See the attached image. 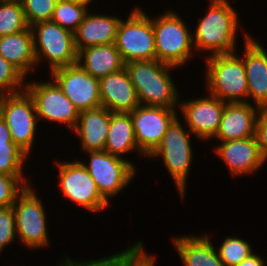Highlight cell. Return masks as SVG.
Wrapping results in <instances>:
<instances>
[{
    "instance_id": "11",
    "label": "cell",
    "mask_w": 267,
    "mask_h": 266,
    "mask_svg": "<svg viewBox=\"0 0 267 266\" xmlns=\"http://www.w3.org/2000/svg\"><path fill=\"white\" fill-rule=\"evenodd\" d=\"M54 162L59 172L58 186L67 200L92 213H99L110 207V203L101 196L93 178L78 159Z\"/></svg>"
},
{
    "instance_id": "37",
    "label": "cell",
    "mask_w": 267,
    "mask_h": 266,
    "mask_svg": "<svg viewBox=\"0 0 267 266\" xmlns=\"http://www.w3.org/2000/svg\"><path fill=\"white\" fill-rule=\"evenodd\" d=\"M265 265H266L265 260L254 252L249 257L245 258L242 262H240L237 266H265Z\"/></svg>"
},
{
    "instance_id": "6",
    "label": "cell",
    "mask_w": 267,
    "mask_h": 266,
    "mask_svg": "<svg viewBox=\"0 0 267 266\" xmlns=\"http://www.w3.org/2000/svg\"><path fill=\"white\" fill-rule=\"evenodd\" d=\"M31 184L16 197L12 206L15 215L17 241L29 250L44 249L49 246L47 211ZM48 245V246H47Z\"/></svg>"
},
{
    "instance_id": "22",
    "label": "cell",
    "mask_w": 267,
    "mask_h": 266,
    "mask_svg": "<svg viewBox=\"0 0 267 266\" xmlns=\"http://www.w3.org/2000/svg\"><path fill=\"white\" fill-rule=\"evenodd\" d=\"M211 240L207 234L172 237L183 266H224Z\"/></svg>"
},
{
    "instance_id": "32",
    "label": "cell",
    "mask_w": 267,
    "mask_h": 266,
    "mask_svg": "<svg viewBox=\"0 0 267 266\" xmlns=\"http://www.w3.org/2000/svg\"><path fill=\"white\" fill-rule=\"evenodd\" d=\"M25 19L30 26L51 20L58 0H20Z\"/></svg>"
},
{
    "instance_id": "17",
    "label": "cell",
    "mask_w": 267,
    "mask_h": 266,
    "mask_svg": "<svg viewBox=\"0 0 267 266\" xmlns=\"http://www.w3.org/2000/svg\"><path fill=\"white\" fill-rule=\"evenodd\" d=\"M234 177L257 173L264 166L256 137L218 142L213 149Z\"/></svg>"
},
{
    "instance_id": "33",
    "label": "cell",
    "mask_w": 267,
    "mask_h": 266,
    "mask_svg": "<svg viewBox=\"0 0 267 266\" xmlns=\"http://www.w3.org/2000/svg\"><path fill=\"white\" fill-rule=\"evenodd\" d=\"M25 176L0 174V208L12 207L17 195L30 185Z\"/></svg>"
},
{
    "instance_id": "15",
    "label": "cell",
    "mask_w": 267,
    "mask_h": 266,
    "mask_svg": "<svg viewBox=\"0 0 267 266\" xmlns=\"http://www.w3.org/2000/svg\"><path fill=\"white\" fill-rule=\"evenodd\" d=\"M181 101H179L178 109L191 135L203 142L214 140L222 119L225 102L210 94H207V97Z\"/></svg>"
},
{
    "instance_id": "10",
    "label": "cell",
    "mask_w": 267,
    "mask_h": 266,
    "mask_svg": "<svg viewBox=\"0 0 267 266\" xmlns=\"http://www.w3.org/2000/svg\"><path fill=\"white\" fill-rule=\"evenodd\" d=\"M0 117L13 142L29 157L33 153L38 121L33 99L26 90L0 96Z\"/></svg>"
},
{
    "instance_id": "21",
    "label": "cell",
    "mask_w": 267,
    "mask_h": 266,
    "mask_svg": "<svg viewBox=\"0 0 267 266\" xmlns=\"http://www.w3.org/2000/svg\"><path fill=\"white\" fill-rule=\"evenodd\" d=\"M111 112L105 107L79 112L73 134L80 138L82 152L104 151L109 132Z\"/></svg>"
},
{
    "instance_id": "28",
    "label": "cell",
    "mask_w": 267,
    "mask_h": 266,
    "mask_svg": "<svg viewBox=\"0 0 267 266\" xmlns=\"http://www.w3.org/2000/svg\"><path fill=\"white\" fill-rule=\"evenodd\" d=\"M89 10L75 0H58L51 21L74 33Z\"/></svg>"
},
{
    "instance_id": "1",
    "label": "cell",
    "mask_w": 267,
    "mask_h": 266,
    "mask_svg": "<svg viewBox=\"0 0 267 266\" xmlns=\"http://www.w3.org/2000/svg\"><path fill=\"white\" fill-rule=\"evenodd\" d=\"M208 3L205 15L192 31L195 52L205 53L207 58L237 51V32L239 27L243 28L237 10L229 1L209 0Z\"/></svg>"
},
{
    "instance_id": "34",
    "label": "cell",
    "mask_w": 267,
    "mask_h": 266,
    "mask_svg": "<svg viewBox=\"0 0 267 266\" xmlns=\"http://www.w3.org/2000/svg\"><path fill=\"white\" fill-rule=\"evenodd\" d=\"M16 239L18 238L13 208H0V256L3 250L13 244Z\"/></svg>"
},
{
    "instance_id": "3",
    "label": "cell",
    "mask_w": 267,
    "mask_h": 266,
    "mask_svg": "<svg viewBox=\"0 0 267 266\" xmlns=\"http://www.w3.org/2000/svg\"><path fill=\"white\" fill-rule=\"evenodd\" d=\"M236 51L206 59L204 83L207 93L225 103H247L248 84L242 56Z\"/></svg>"
},
{
    "instance_id": "27",
    "label": "cell",
    "mask_w": 267,
    "mask_h": 266,
    "mask_svg": "<svg viewBox=\"0 0 267 266\" xmlns=\"http://www.w3.org/2000/svg\"><path fill=\"white\" fill-rule=\"evenodd\" d=\"M29 28L20 0H0V36H7Z\"/></svg>"
},
{
    "instance_id": "14",
    "label": "cell",
    "mask_w": 267,
    "mask_h": 266,
    "mask_svg": "<svg viewBox=\"0 0 267 266\" xmlns=\"http://www.w3.org/2000/svg\"><path fill=\"white\" fill-rule=\"evenodd\" d=\"M49 74L79 112L101 107L99 79L79 64L57 68Z\"/></svg>"
},
{
    "instance_id": "16",
    "label": "cell",
    "mask_w": 267,
    "mask_h": 266,
    "mask_svg": "<svg viewBox=\"0 0 267 266\" xmlns=\"http://www.w3.org/2000/svg\"><path fill=\"white\" fill-rule=\"evenodd\" d=\"M244 34L242 56L248 84V103L267 110V50L247 30Z\"/></svg>"
},
{
    "instance_id": "4",
    "label": "cell",
    "mask_w": 267,
    "mask_h": 266,
    "mask_svg": "<svg viewBox=\"0 0 267 266\" xmlns=\"http://www.w3.org/2000/svg\"><path fill=\"white\" fill-rule=\"evenodd\" d=\"M179 15L167 9L153 19L156 60L177 68L185 66L195 54L192 31Z\"/></svg>"
},
{
    "instance_id": "8",
    "label": "cell",
    "mask_w": 267,
    "mask_h": 266,
    "mask_svg": "<svg viewBox=\"0 0 267 266\" xmlns=\"http://www.w3.org/2000/svg\"><path fill=\"white\" fill-rule=\"evenodd\" d=\"M37 67L44 60L50 71L77 63L74 33L48 20L30 26Z\"/></svg>"
},
{
    "instance_id": "24",
    "label": "cell",
    "mask_w": 267,
    "mask_h": 266,
    "mask_svg": "<svg viewBox=\"0 0 267 266\" xmlns=\"http://www.w3.org/2000/svg\"><path fill=\"white\" fill-rule=\"evenodd\" d=\"M77 64L97 79L125 67L121 54L114 43L79 50Z\"/></svg>"
},
{
    "instance_id": "36",
    "label": "cell",
    "mask_w": 267,
    "mask_h": 266,
    "mask_svg": "<svg viewBox=\"0 0 267 266\" xmlns=\"http://www.w3.org/2000/svg\"><path fill=\"white\" fill-rule=\"evenodd\" d=\"M115 254L91 260H73L70 256L63 257L56 266H114Z\"/></svg>"
},
{
    "instance_id": "25",
    "label": "cell",
    "mask_w": 267,
    "mask_h": 266,
    "mask_svg": "<svg viewBox=\"0 0 267 266\" xmlns=\"http://www.w3.org/2000/svg\"><path fill=\"white\" fill-rule=\"evenodd\" d=\"M104 151L111 155L124 158L122 156L136 152L139 157L143 155L139 152L133 123L130 113L111 112L109 132L106 138Z\"/></svg>"
},
{
    "instance_id": "29",
    "label": "cell",
    "mask_w": 267,
    "mask_h": 266,
    "mask_svg": "<svg viewBox=\"0 0 267 266\" xmlns=\"http://www.w3.org/2000/svg\"><path fill=\"white\" fill-rule=\"evenodd\" d=\"M217 250L220 260L224 266H237L245 258L249 257L254 252L252 246L244 238L237 236H226Z\"/></svg>"
},
{
    "instance_id": "26",
    "label": "cell",
    "mask_w": 267,
    "mask_h": 266,
    "mask_svg": "<svg viewBox=\"0 0 267 266\" xmlns=\"http://www.w3.org/2000/svg\"><path fill=\"white\" fill-rule=\"evenodd\" d=\"M28 158L13 142L7 124L0 117V174L24 175Z\"/></svg>"
},
{
    "instance_id": "9",
    "label": "cell",
    "mask_w": 267,
    "mask_h": 266,
    "mask_svg": "<svg viewBox=\"0 0 267 266\" xmlns=\"http://www.w3.org/2000/svg\"><path fill=\"white\" fill-rule=\"evenodd\" d=\"M85 154L89 155V162L81 159L79 161L88 170L101 196L108 203L127 189L138 172L135 164L127 158H120L105 151H88Z\"/></svg>"
},
{
    "instance_id": "19",
    "label": "cell",
    "mask_w": 267,
    "mask_h": 266,
    "mask_svg": "<svg viewBox=\"0 0 267 266\" xmlns=\"http://www.w3.org/2000/svg\"><path fill=\"white\" fill-rule=\"evenodd\" d=\"M101 106L114 113H131L140 103L125 67L99 79Z\"/></svg>"
},
{
    "instance_id": "38",
    "label": "cell",
    "mask_w": 267,
    "mask_h": 266,
    "mask_svg": "<svg viewBox=\"0 0 267 266\" xmlns=\"http://www.w3.org/2000/svg\"><path fill=\"white\" fill-rule=\"evenodd\" d=\"M75 1L78 2L79 4L86 6L88 9H90L89 6H91L92 2L95 0H75ZM89 4H91V5H89Z\"/></svg>"
},
{
    "instance_id": "2",
    "label": "cell",
    "mask_w": 267,
    "mask_h": 266,
    "mask_svg": "<svg viewBox=\"0 0 267 266\" xmlns=\"http://www.w3.org/2000/svg\"><path fill=\"white\" fill-rule=\"evenodd\" d=\"M175 68L177 69L158 60H133L125 63L140 105L179 107L181 95L171 76V70Z\"/></svg>"
},
{
    "instance_id": "20",
    "label": "cell",
    "mask_w": 267,
    "mask_h": 266,
    "mask_svg": "<svg viewBox=\"0 0 267 266\" xmlns=\"http://www.w3.org/2000/svg\"><path fill=\"white\" fill-rule=\"evenodd\" d=\"M121 19L120 16L116 15L90 13L88 11L83 22L74 32L76 51L114 43Z\"/></svg>"
},
{
    "instance_id": "35",
    "label": "cell",
    "mask_w": 267,
    "mask_h": 266,
    "mask_svg": "<svg viewBox=\"0 0 267 266\" xmlns=\"http://www.w3.org/2000/svg\"><path fill=\"white\" fill-rule=\"evenodd\" d=\"M255 137L259 146L260 155L267 162V110H262L256 121Z\"/></svg>"
},
{
    "instance_id": "30",
    "label": "cell",
    "mask_w": 267,
    "mask_h": 266,
    "mask_svg": "<svg viewBox=\"0 0 267 266\" xmlns=\"http://www.w3.org/2000/svg\"><path fill=\"white\" fill-rule=\"evenodd\" d=\"M143 242L138 239L134 245L115 253L114 266H155L156 257L145 251Z\"/></svg>"
},
{
    "instance_id": "5",
    "label": "cell",
    "mask_w": 267,
    "mask_h": 266,
    "mask_svg": "<svg viewBox=\"0 0 267 266\" xmlns=\"http://www.w3.org/2000/svg\"><path fill=\"white\" fill-rule=\"evenodd\" d=\"M177 117L169 126L164 134L159 146L149 156V158H161L163 165L170 174L174 185L181 196V200L185 198L187 191V181L192 171V162L194 151L191 146V131L182 124ZM188 132V133H187Z\"/></svg>"
},
{
    "instance_id": "7",
    "label": "cell",
    "mask_w": 267,
    "mask_h": 266,
    "mask_svg": "<svg viewBox=\"0 0 267 266\" xmlns=\"http://www.w3.org/2000/svg\"><path fill=\"white\" fill-rule=\"evenodd\" d=\"M126 19H121L114 42L124 63L156 60L153 18L136 5Z\"/></svg>"
},
{
    "instance_id": "12",
    "label": "cell",
    "mask_w": 267,
    "mask_h": 266,
    "mask_svg": "<svg viewBox=\"0 0 267 266\" xmlns=\"http://www.w3.org/2000/svg\"><path fill=\"white\" fill-rule=\"evenodd\" d=\"M26 80L25 90L33 99L38 121L45 119L67 125L65 127L72 131L78 121L79 111L58 85L52 79L39 82Z\"/></svg>"
},
{
    "instance_id": "23",
    "label": "cell",
    "mask_w": 267,
    "mask_h": 266,
    "mask_svg": "<svg viewBox=\"0 0 267 266\" xmlns=\"http://www.w3.org/2000/svg\"><path fill=\"white\" fill-rule=\"evenodd\" d=\"M0 55L28 78L37 69L31 28L0 36Z\"/></svg>"
},
{
    "instance_id": "31",
    "label": "cell",
    "mask_w": 267,
    "mask_h": 266,
    "mask_svg": "<svg viewBox=\"0 0 267 266\" xmlns=\"http://www.w3.org/2000/svg\"><path fill=\"white\" fill-rule=\"evenodd\" d=\"M26 77L0 55V96L25 90Z\"/></svg>"
},
{
    "instance_id": "13",
    "label": "cell",
    "mask_w": 267,
    "mask_h": 266,
    "mask_svg": "<svg viewBox=\"0 0 267 266\" xmlns=\"http://www.w3.org/2000/svg\"><path fill=\"white\" fill-rule=\"evenodd\" d=\"M178 112V108L139 105L130 113L135 140L145 159L159 146L171 123L179 117Z\"/></svg>"
},
{
    "instance_id": "18",
    "label": "cell",
    "mask_w": 267,
    "mask_h": 266,
    "mask_svg": "<svg viewBox=\"0 0 267 266\" xmlns=\"http://www.w3.org/2000/svg\"><path fill=\"white\" fill-rule=\"evenodd\" d=\"M262 109L250 103H225L222 119L214 137L226 142L255 136L256 121Z\"/></svg>"
}]
</instances>
